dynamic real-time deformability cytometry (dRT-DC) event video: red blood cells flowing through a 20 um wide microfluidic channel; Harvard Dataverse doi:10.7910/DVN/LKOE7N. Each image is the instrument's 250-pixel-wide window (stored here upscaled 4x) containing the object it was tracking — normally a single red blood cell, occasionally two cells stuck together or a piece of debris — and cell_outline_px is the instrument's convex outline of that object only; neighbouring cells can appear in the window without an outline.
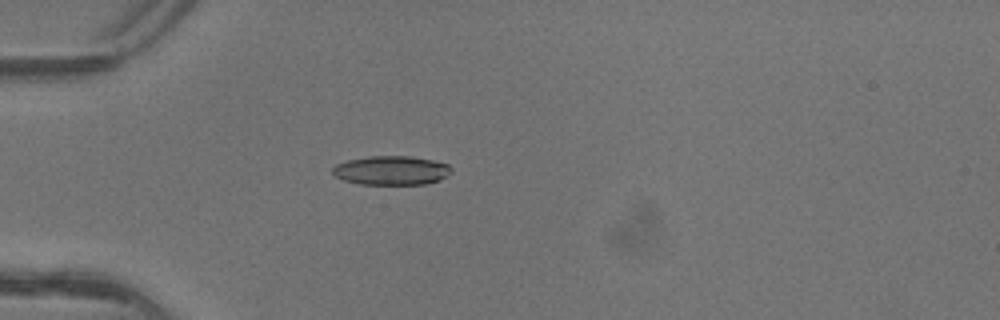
{"species": "common noctule bat (a hibernating species)", "species_latin": "Nyctalus noctula", "temperature_condition": "warm", "stored_images_in_passage": 4, "camera_frame_rate_fps": 3000, "um_per_image_px": 0.085, "animal": {"sex": "female"}, "frame": {"image": 1, "passage_image": 3, "time_ms": 0.667, "image_size_px": [1000, 320], "cell_outline_px": [[452, 172], [448, 176], [440, 180], [424, 184], [360, 184], [344, 180], [336, 176], [332, 172], [332, 168], [336, 164], [348, 160], [368, 156], [408, 156], [432, 160], [448, 164], [452, 168]], "centroid_in_image_um": [33.29, 14.48], "position_along_channel_um": 51.7, "area_um2": 20.11}}